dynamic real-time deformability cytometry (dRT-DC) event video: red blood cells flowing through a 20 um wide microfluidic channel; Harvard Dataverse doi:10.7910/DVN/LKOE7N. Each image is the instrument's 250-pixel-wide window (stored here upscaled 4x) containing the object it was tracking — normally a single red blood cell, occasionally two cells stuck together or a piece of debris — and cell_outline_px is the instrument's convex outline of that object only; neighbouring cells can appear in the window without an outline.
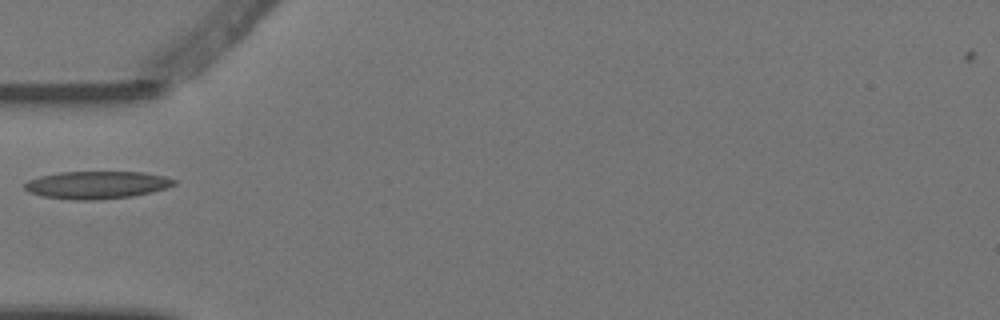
{"species": "Egyptian fruit bat (a non-hibernating species)", "species_latin": "Rousettus aegyptiacus", "temperature_condition": "warm", "stored_images_in_passage": 1, "camera_frame_rate_fps": 3000, "um_per_image_px": 0.085, "animal": {"sex": "female"}, "frame": {"image": 1, "passage_image": 1, "time_ms": 0.0, "image_size_px": [1000, 320], "cell_outline_px": [[176, 184], [152, 192], [132, 196], [100, 200], [72, 200], [44, 196], [28, 192], [24, 188], [24, 184], [28, 180], [40, 176], [60, 172], [144, 172], [164, 176], [176, 180]], "centroid_in_image_um": [8.22, 15.72], "position_along_channel_um": 76.8, "area_um2": 24.04}}